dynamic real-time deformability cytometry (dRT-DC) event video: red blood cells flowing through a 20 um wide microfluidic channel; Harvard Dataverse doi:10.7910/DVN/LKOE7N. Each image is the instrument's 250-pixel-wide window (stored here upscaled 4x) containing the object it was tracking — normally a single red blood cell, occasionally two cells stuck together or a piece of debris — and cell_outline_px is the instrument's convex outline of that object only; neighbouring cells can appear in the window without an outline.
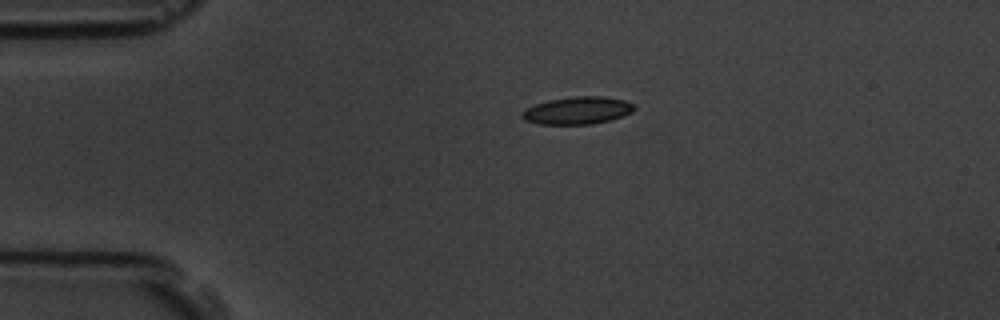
{"species": "common noctule bat (a hibernating species)", "species_latin": "Nyctalus noctula", "temperature_condition": "room temperature", "stored_images_in_passage": 2, "camera_frame_rate_fps": 3000, "um_per_image_px": 0.085, "animal": {"sex": "male", "body_mass_g": 19.5, "forearm_length_mm": 54.6}, "frame": {"image": 1, "passage_image": 1, "time_ms": 0.0, "image_size_px": [1000, 320], "cell_outline_px": [[636, 108], [632, 112], [612, 120], [592, 124], [540, 124], [524, 120], [520, 116], [520, 112], [524, 108], [548, 100], [572, 96], [604, 96], [624, 100], [636, 104]], "centroid_in_image_um": [49.08, 9.38], "position_along_channel_um": 35.9, "area_um2": 18.26}}